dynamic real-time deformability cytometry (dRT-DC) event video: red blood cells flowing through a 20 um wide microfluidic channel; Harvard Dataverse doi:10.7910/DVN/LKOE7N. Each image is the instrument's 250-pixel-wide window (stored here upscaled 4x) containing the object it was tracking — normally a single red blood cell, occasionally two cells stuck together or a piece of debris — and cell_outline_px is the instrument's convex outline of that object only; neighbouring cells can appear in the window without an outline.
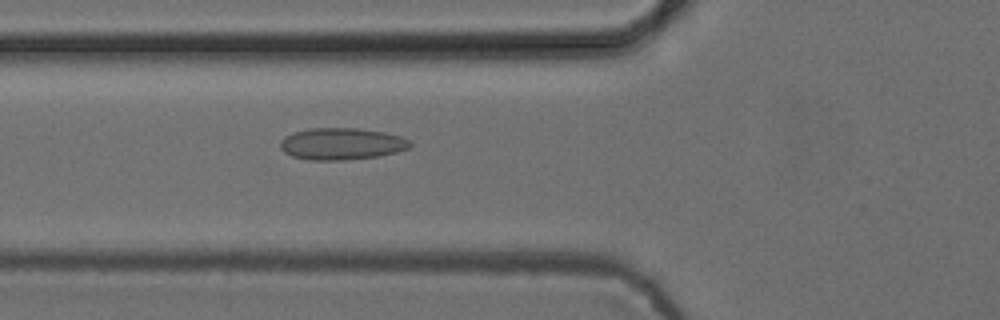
{"species": "common noctule bat (a hibernating species)", "species_latin": "Nyctalus noctula", "temperature_condition": "cold", "stored_images_in_passage": 37, "camera_frame_rate_fps": 3000, "um_per_image_px": 0.085, "animal": {"sex": "female", "body_mass_g": 24.6, "forearm_length_mm": 56.2}, "frame": {"image": 1, "passage_image": 7, "time_ms": 2.0, "image_size_px": [1000, 320], "cell_outline_px": [[412, 144], [408, 148], [396, 152], [380, 156], [344, 160], [308, 160], [292, 156], [284, 152], [280, 148], [280, 140], [284, 136], [292, 132], [308, 128], [356, 128], [384, 132], [400, 136], [408, 140]], "centroid_in_image_um": [28.99, 12.22], "position_along_channel_um": 96.8, "area_um2": 24.22}}
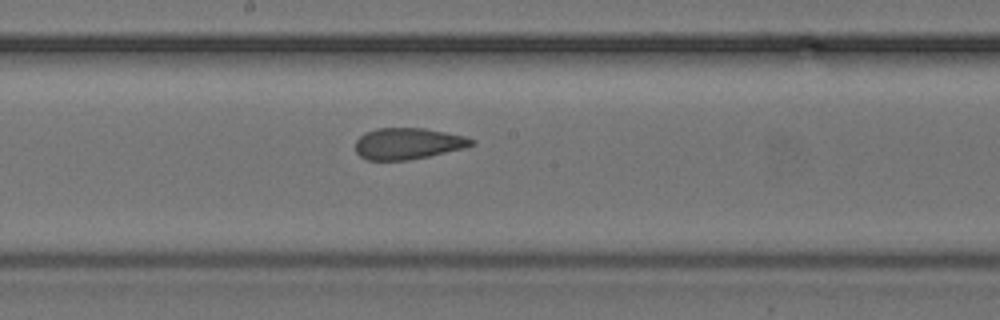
{"frame": {"image": 2, "passage_image": 16, "time_ms": 5.0, "image_size_px": [1000, 320], "cell_outline_px": [[476, 144], [464, 148], [428, 156], [408, 160], [368, 160], [360, 156], [356, 152], [356, 140], [364, 132], [376, 128], [424, 128], [464, 136], [476, 140]], "centroid_in_image_um": [34.67, 12.2], "position_along_channel_um": 213.5, "area_um2": 21.21}}
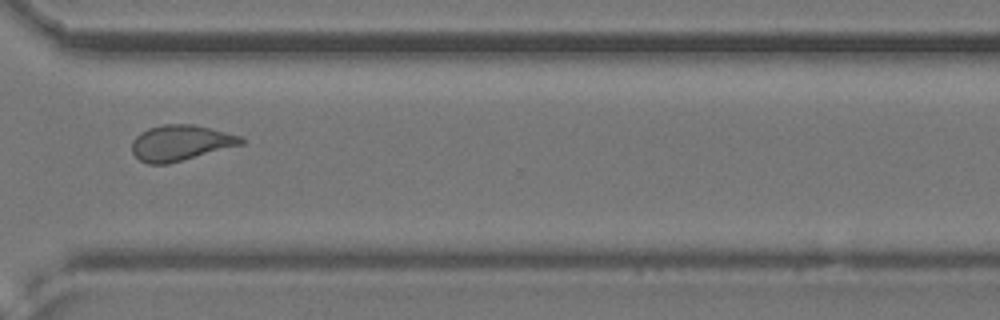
{"frame": {"image": 3, "passage_image": 27, "time_ms": 8.667, "image_size_px": [1000, 320], "cell_outline_px": [[244, 144], [168, 164], [148, 164], [140, 160], [132, 152], [132, 140], [140, 132], [148, 128], [164, 124], [192, 124], [240, 136], [244, 140]], "centroid_in_image_um": [15.32, 12.15], "position_along_channel_um": 355.3, "area_um2": 22.54}, "authors_computed_cell_mechanics": {"area_um2": 21.9062, "velocity_mm_per_s": 3.8723, "shape_relaxation_time_tau1_ms": null, "shape_relaxation_time_tau2_ms": 1.5557, "deformation_change_tau1": null, "deformation_change_tau2": 0.0759}}